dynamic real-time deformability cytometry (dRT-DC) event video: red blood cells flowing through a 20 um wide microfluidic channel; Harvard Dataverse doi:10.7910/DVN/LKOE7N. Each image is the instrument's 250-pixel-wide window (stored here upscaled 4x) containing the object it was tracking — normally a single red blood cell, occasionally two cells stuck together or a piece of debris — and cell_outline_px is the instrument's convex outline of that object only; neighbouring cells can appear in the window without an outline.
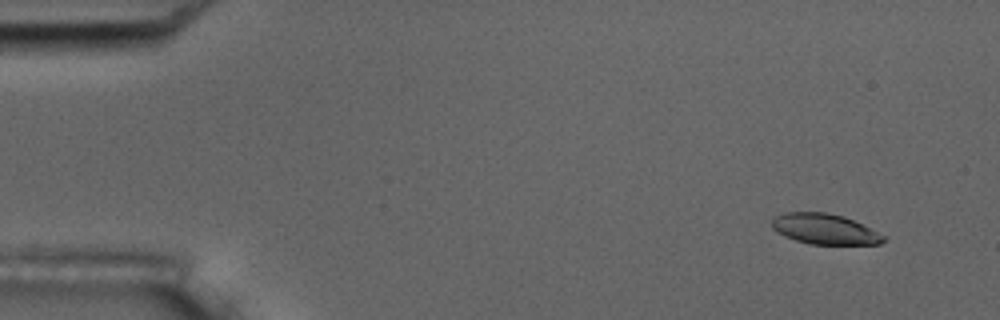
{"species": "common noctule bat (a hibernating species)", "species_latin": "Nyctalus noctula", "temperature_condition": "room temperature", "stored_images_in_passage": 7, "camera_frame_rate_fps": 3000, "um_per_image_px": 0.085, "animal": {"sex": "male", "body_mass_g": 17.5, "forearm_length_mm": 52.3}, "frame": {"image": 1, "passage_image": 1, "time_ms": 0.0, "image_size_px": [1000, 320], "cell_outline_px": [[888, 240], [880, 244], [808, 244], [784, 236], [772, 228], [772, 216], [784, 212], [828, 212], [844, 216], [888, 236]], "centroid_in_image_um": [70.12, 19.46], "position_along_channel_um": 14.9, "area_um2": 20.11}}
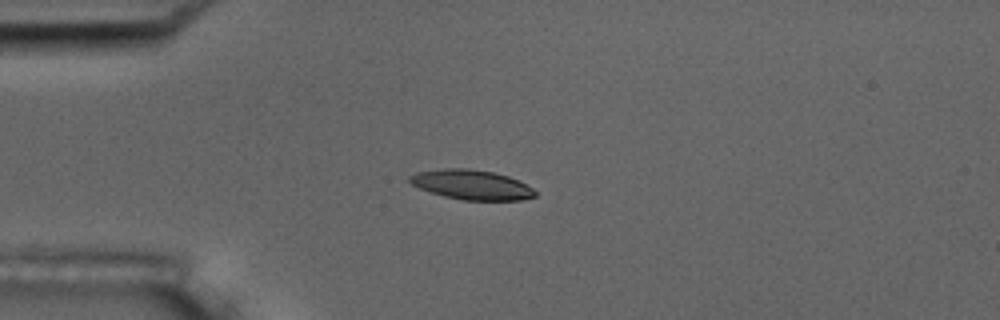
{"frame": {"image": 2, "passage_image": 4, "time_ms": 3.333, "image_size_px": [1000, 320], "cell_outline_px": [[536, 196], [520, 200], [460, 200], [444, 196], [420, 188], [412, 184], [408, 180], [408, 176], [416, 172], [444, 168], [468, 168], [492, 172], [508, 176], [532, 188], [536, 192]], "centroid_in_image_um": [40.05, 15.7], "position_along_channel_um": 44.9, "area_um2": 21.56}}